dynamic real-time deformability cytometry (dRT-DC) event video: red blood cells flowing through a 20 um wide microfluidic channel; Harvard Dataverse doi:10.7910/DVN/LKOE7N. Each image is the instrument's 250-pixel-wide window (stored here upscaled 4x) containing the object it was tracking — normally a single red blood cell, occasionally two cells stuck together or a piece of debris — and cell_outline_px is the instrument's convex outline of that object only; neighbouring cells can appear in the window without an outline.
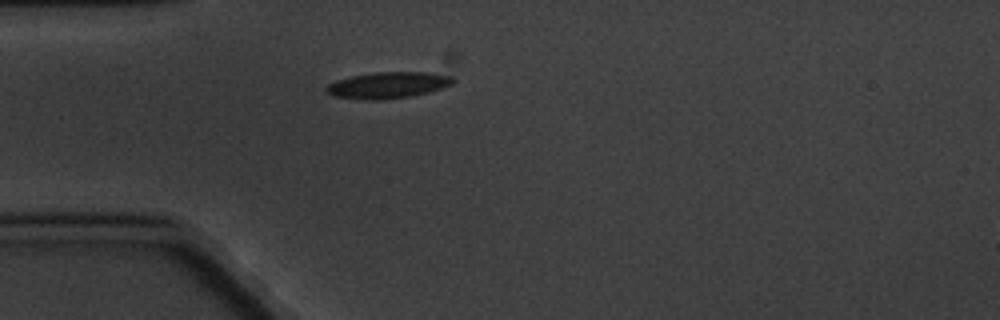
{"species": "common noctule bat (a hibernating species)", "species_latin": "Nyctalus noctula", "temperature_condition": "cold", "stored_images_in_passage": 1, "camera_frame_rate_fps": 3000, "um_per_image_px": 0.085, "animal": {"sex": "male", "body_mass_g": 20.1, "forearm_length_mm": 53.5}, "frame": {"image": 1, "passage_image": 1, "time_ms": 0.0, "image_size_px": [1000, 320], "cell_outline_px": [[456, 80], [452, 84], [428, 92], [412, 96], [380, 100], [360, 100], [332, 96], [324, 92], [324, 88], [328, 84], [336, 80], [352, 76], [376, 72], [428, 72], [452, 76]], "centroid_in_image_um": [32.92, 7.25], "position_along_channel_um": 52.1, "area_um2": 19.65}}